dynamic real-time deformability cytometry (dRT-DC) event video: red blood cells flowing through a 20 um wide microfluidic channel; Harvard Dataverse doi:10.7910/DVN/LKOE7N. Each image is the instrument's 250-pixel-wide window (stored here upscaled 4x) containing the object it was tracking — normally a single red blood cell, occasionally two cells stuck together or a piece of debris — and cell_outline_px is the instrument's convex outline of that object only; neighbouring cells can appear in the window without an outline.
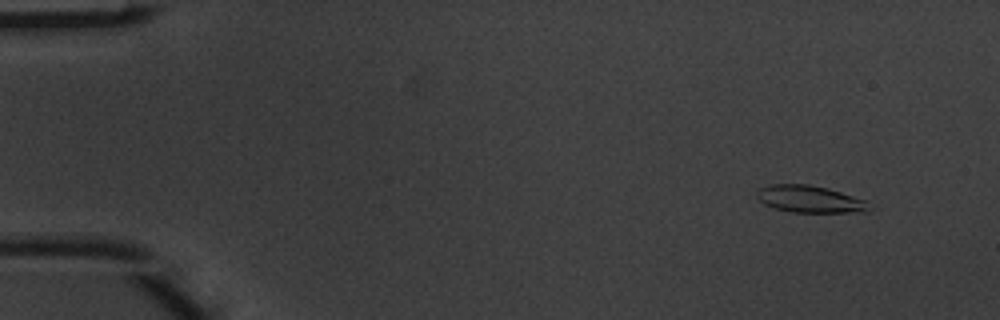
{"species": "common noctule bat (a hibernating species)", "species_latin": "Nyctalus noctula", "temperature_condition": "warm", "stored_images_in_passage": 4, "camera_frame_rate_fps": 3000, "um_per_image_px": 0.085, "animal": {"sex": "male", "body_mass_g": 20.1, "forearm_length_mm": 53.5}, "frame": {"image": 1, "passage_image": 1, "time_ms": 0.0, "image_size_px": [1000, 320], "cell_outline_px": [[872, 208], [868, 212], [792, 212], [776, 208], [764, 204], [756, 196], [756, 192], [760, 188], [768, 184], [808, 184], [828, 188], [868, 200]], "centroid_in_image_um": [68.89, 16.92], "position_along_channel_um": 16.1, "area_um2": 17.92}}